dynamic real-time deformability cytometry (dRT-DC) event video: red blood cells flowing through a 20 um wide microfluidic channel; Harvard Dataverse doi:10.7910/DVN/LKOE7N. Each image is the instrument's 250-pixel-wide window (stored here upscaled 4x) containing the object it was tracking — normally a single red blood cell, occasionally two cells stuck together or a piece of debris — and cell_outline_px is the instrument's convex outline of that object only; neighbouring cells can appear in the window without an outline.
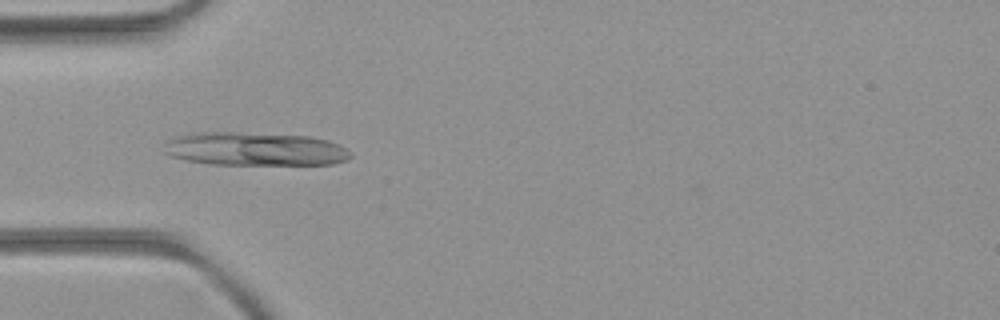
{"species": "common noctule bat (a hibernating species)", "species_latin": "Nyctalus noctula", "temperature_condition": "room temperature", "stored_images_in_passage": 7, "camera_frame_rate_fps": 3000, "um_per_image_px": 0.085, "animal": {"sex": "female", "body_mass_g": 21.9}, "frame": {"image": 1, "passage_image": 5, "time_ms": 4.333, "image_size_px": [1000, 320], "cell_outline_px": [[352, 156], [348, 160], [332, 164], [208, 164], [184, 160], [172, 156], [164, 152], [164, 144], [168, 140], [176, 136], [196, 132], [240, 132], [308, 136], [328, 140], [340, 144]], "centroid_in_image_um": [21.64, 12.66], "position_along_channel_um": 63.4, "area_um2": 36.41}}
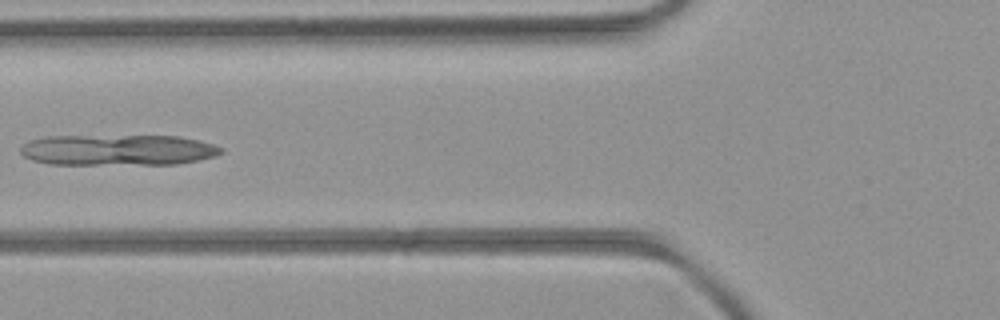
{"frame": {"image": 2, "passage_image": 6, "time_ms": 5.667, "image_size_px": [1000, 320], "cell_outline_px": [[224, 152], [216, 156], [176, 164], [48, 164], [32, 160], [24, 156], [20, 152], [20, 148], [28, 140], [48, 136], [180, 136], [212, 144], [224, 148]], "centroid_in_image_um": [10.01, 12.75], "position_along_channel_um": 115.8, "area_um2": 36.13}}
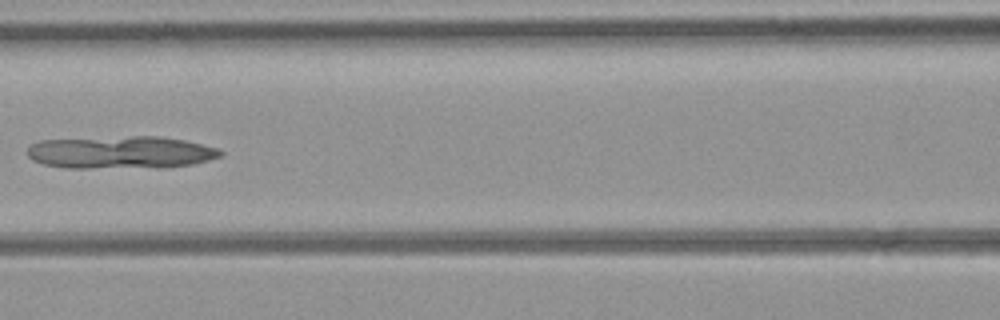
{"frame": {"image": 3, "passage_image": 7, "time_ms": 6.667, "image_size_px": [1000, 320], "cell_outline_px": [[224, 152], [220, 156], [208, 160], [192, 164], [164, 168], [64, 168], [44, 164], [32, 160], [28, 156], [28, 148], [32, 144], [40, 140], [132, 136], [160, 136], [184, 140], [220, 148]], "centroid_in_image_um": [10.29, 12.96], "position_along_channel_um": 156.3, "area_um2": 37.05}}